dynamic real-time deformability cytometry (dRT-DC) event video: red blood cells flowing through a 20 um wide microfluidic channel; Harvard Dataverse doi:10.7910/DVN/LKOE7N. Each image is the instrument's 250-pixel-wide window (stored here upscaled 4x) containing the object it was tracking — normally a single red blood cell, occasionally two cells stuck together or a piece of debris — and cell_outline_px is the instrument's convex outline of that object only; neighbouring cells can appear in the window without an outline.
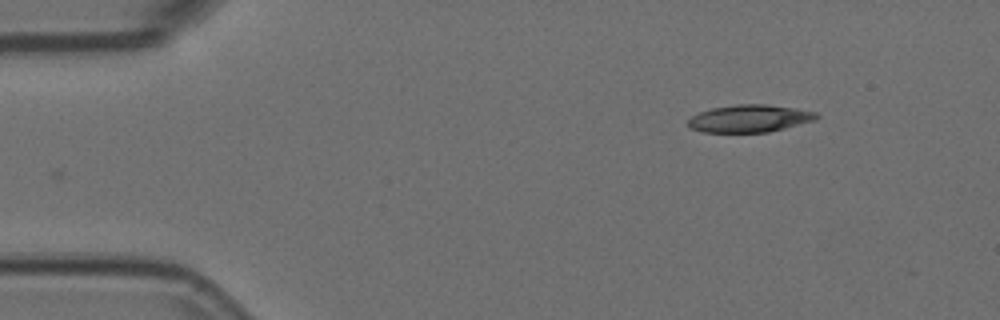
{"species": "Egyptian fruit bat (a non-hibernating species)", "species_latin": "Rousettus aegyptiacus", "temperature_condition": "room temperature", "stored_images_in_passage": 41, "camera_frame_rate_fps": 3000, "um_per_image_px": 0.085, "animal": {"sex": "female"}, "frame": {"image": 1, "passage_image": 1, "time_ms": 0.0, "image_size_px": [1000, 320], "cell_outline_px": [[820, 116], [816, 120], [768, 132], [700, 132], [692, 128], [688, 124], [688, 120], [692, 116], [700, 112], [712, 108], [736, 104], [768, 104], [796, 108], [816, 112]], "centroid_in_image_um": [63.74, 10.06], "position_along_channel_um": 21.3, "area_um2": 20.52}}
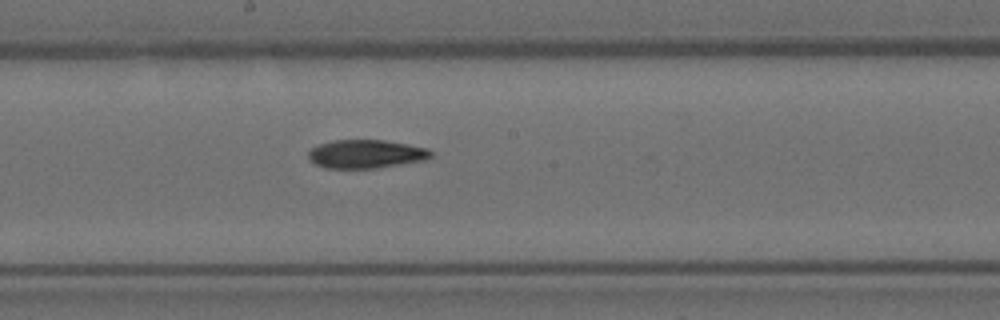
{"frame": {"image": 2, "passage_image": 23, "time_ms": 7.333, "image_size_px": [1000, 320], "cell_outline_px": [[432, 156], [424, 160], [376, 168], [324, 168], [308, 160], [308, 152], [312, 148], [320, 144], [332, 140], [384, 140], [408, 144], [428, 148], [432, 152]], "centroid_in_image_um": [31.09, 13.09], "position_along_channel_um": 217.1, "area_um2": 20.35}}
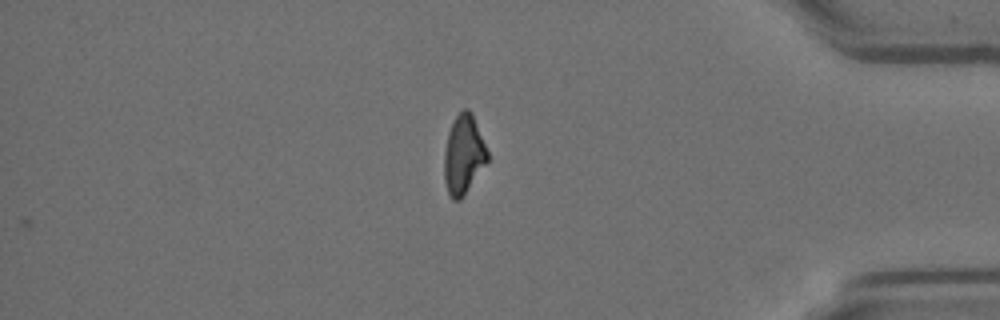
{"frame": {"image": 3, "passage_image": 40, "time_ms": 13.0, "image_size_px": [1000, 320], "cell_outline_px": [[488, 160], [460, 200], [452, 200], [448, 192], [444, 180], [444, 152], [448, 132], [456, 116], [464, 108], [468, 108], [472, 112], [488, 152]], "centroid_in_image_um": [39.39, 13.13], "position_along_channel_um": 395.8, "area_um2": 19.71}}